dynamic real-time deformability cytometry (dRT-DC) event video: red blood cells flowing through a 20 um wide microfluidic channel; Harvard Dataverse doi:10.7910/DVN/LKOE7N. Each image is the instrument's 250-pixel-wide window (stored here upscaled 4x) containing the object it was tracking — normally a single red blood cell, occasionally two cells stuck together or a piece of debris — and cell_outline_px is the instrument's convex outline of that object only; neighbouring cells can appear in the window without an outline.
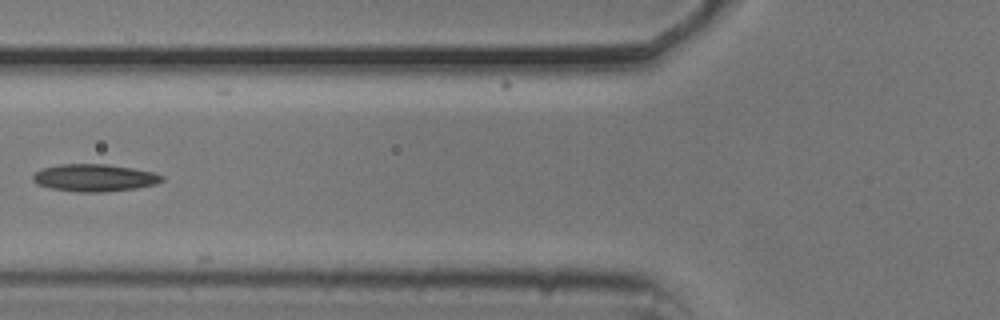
{"species": "common noctule bat (a hibernating species)", "species_latin": "Nyctalus noctula", "temperature_condition": "cold", "stored_images_in_passage": 30, "camera_frame_rate_fps": 3000, "um_per_image_px": 0.085, "animal": {"sex": "male", "body_mass_g": 20.5, "forearm_length_mm": 52.5}, "frame": {"image": 1, "passage_image": 2, "time_ms": 0.333, "image_size_px": [1000, 320], "cell_outline_px": [[164, 180], [156, 184], [136, 188], [104, 192], [76, 192], [48, 188], [36, 184], [32, 180], [32, 176], [36, 172], [44, 168], [60, 164], [108, 164], [132, 168], [152, 172], [164, 176]], "centroid_in_image_um": [8.01, 15.12], "position_along_channel_um": 117.8, "area_um2": 20.63}}
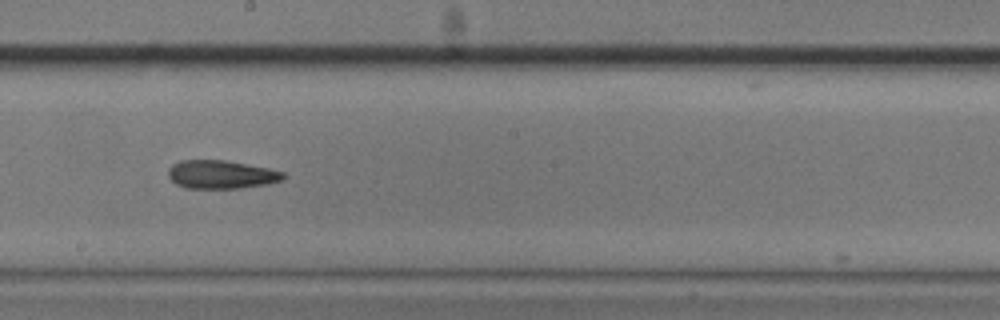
{"frame": {"image": 2, "passage_image": 11, "time_ms": 3.333, "image_size_px": [1000, 320], "cell_outline_px": [[288, 176], [280, 180], [268, 184], [240, 188], [184, 188], [176, 184], [168, 176], [168, 168], [172, 164], [180, 160], [224, 160], [268, 168], [284, 172]], "centroid_in_image_um": [18.79, 14.83], "position_along_channel_um": 229.4, "area_um2": 19.07}}
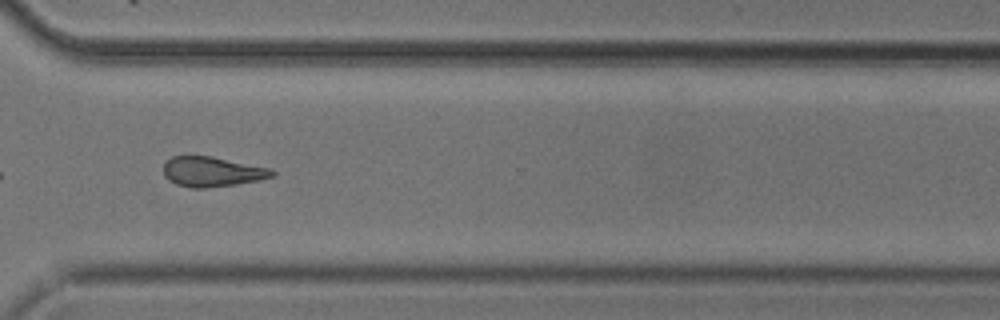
{"frame": {"image": 3, "passage_image": 21, "time_ms": 6.667, "image_size_px": [1000, 320], "cell_outline_px": [[276, 172], [272, 176], [260, 180], [236, 184], [208, 188], [192, 188], [176, 184], [168, 180], [164, 176], [164, 164], [172, 156], [212, 156], [272, 168]], "centroid_in_image_um": [18.05, 14.6], "position_along_channel_um": 352.6, "area_um2": 19.07}}